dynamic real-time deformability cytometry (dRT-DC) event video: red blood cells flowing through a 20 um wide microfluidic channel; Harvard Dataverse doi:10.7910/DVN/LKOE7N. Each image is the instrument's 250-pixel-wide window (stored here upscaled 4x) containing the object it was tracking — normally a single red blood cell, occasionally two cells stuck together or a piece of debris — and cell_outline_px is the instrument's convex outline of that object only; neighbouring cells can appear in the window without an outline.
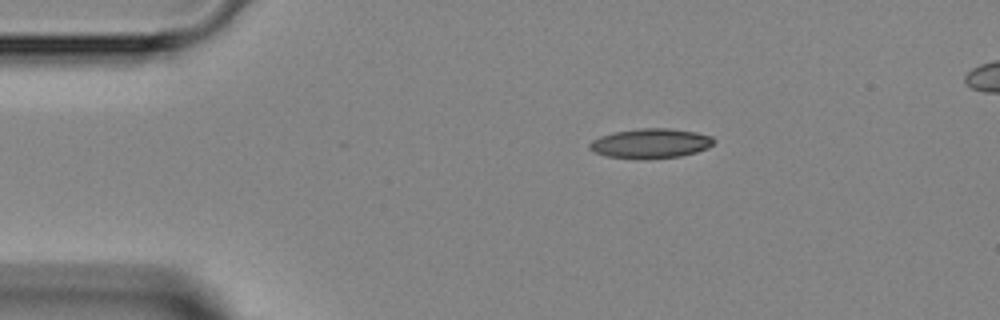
{"species": "Egyptian fruit bat (a non-hibernating species)", "species_latin": "Rousettus aegyptiacus", "temperature_condition": "room temperature", "stored_images_in_passage": 2, "camera_frame_rate_fps": 3000, "um_per_image_px": 0.085, "animal": {"sex": "female"}, "frame": {"image": 1, "passage_image": 2, "time_ms": 5.333, "image_size_px": [1000, 320], "cell_outline_px": [[716, 140], [708, 148], [696, 152], [680, 156], [644, 160], [608, 156], [596, 152], [588, 148], [588, 144], [592, 140], [600, 136], [616, 132], [640, 128], [668, 128], [696, 132], [712, 136]], "centroid_in_image_um": [55.32, 12.19], "position_along_channel_um": 29.7, "area_um2": 21.56}}